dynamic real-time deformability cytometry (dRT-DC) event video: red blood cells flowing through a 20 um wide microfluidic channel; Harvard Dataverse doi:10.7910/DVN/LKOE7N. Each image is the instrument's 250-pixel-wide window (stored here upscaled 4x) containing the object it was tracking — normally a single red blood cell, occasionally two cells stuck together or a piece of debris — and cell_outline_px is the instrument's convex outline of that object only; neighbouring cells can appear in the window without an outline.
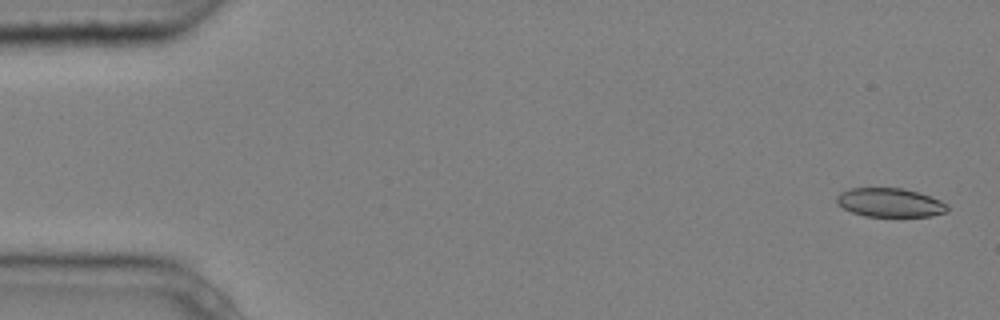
{"species": "common noctule bat (a hibernating species)", "species_latin": "Nyctalus noctula", "temperature_condition": "cold", "stored_images_in_passage": 6, "segment_of_instrument_passage": [1, 2], "camera_frame_rate_fps": 3000, "um_per_image_px": 0.085, "animal": {"sex": "male", "body_mass_g": 20.4}, "frame": {"image": 1, "passage_image": 1, "time_ms": 0.0, "image_size_px": [1000, 320], "cell_outline_px": [[948, 212], [932, 216], [864, 216], [852, 212], [836, 204], [836, 196], [840, 192], [852, 188], [904, 188], [940, 200], [948, 204]], "centroid_in_image_um": [75.63, 17.22], "position_along_channel_um": 9.4, "area_um2": 18.61}}